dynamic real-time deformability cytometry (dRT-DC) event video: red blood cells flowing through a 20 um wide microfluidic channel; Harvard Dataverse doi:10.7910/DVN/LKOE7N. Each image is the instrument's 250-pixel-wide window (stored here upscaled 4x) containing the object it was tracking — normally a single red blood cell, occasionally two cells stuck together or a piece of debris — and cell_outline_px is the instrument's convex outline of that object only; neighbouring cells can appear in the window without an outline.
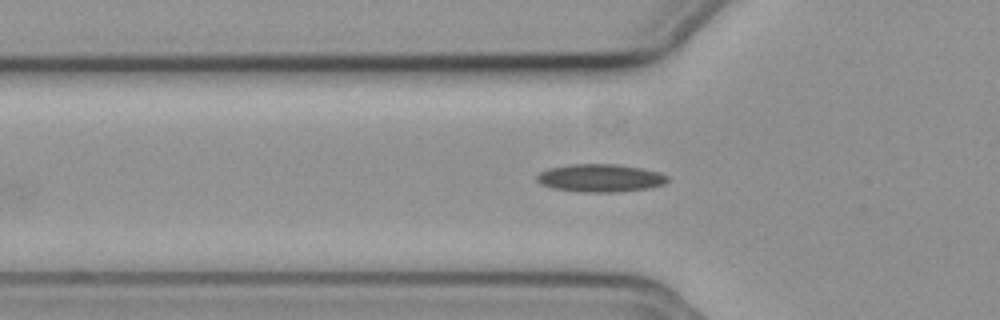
{"species": "common noctule bat (a hibernating species)", "species_latin": "Nyctalus noctula", "temperature_condition": "cold", "stored_images_in_passage": 7, "camera_frame_rate_fps": 3000, "um_per_image_px": 0.085, "animal": {"sex": "female", "body_mass_g": 19.3, "forearm_length_mm": 54.1}, "frame": {"image": 1, "passage_image": 2, "time_ms": 0.333, "image_size_px": [1000, 320], "cell_outline_px": [[668, 180], [664, 184], [648, 188], [616, 192], [584, 192], [552, 188], [540, 184], [536, 180], [536, 176], [540, 172], [548, 168], [572, 164], [616, 164], [640, 168], [660, 172], [668, 176]], "centroid_in_image_um": [51.01, 15.13], "position_along_channel_um": 74.8, "area_um2": 21.21}}
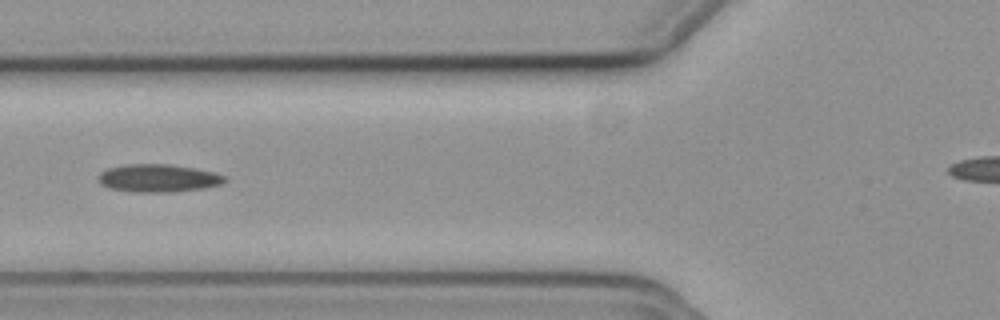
{"frame": {"image": 2, "passage_image": 5, "time_ms": 1.333, "image_size_px": [1000, 320], "cell_outline_px": [[228, 180], [220, 184], [204, 188], [172, 192], [136, 192], [112, 188], [100, 184], [96, 176], [100, 172], [108, 168], [128, 164], [168, 164], [196, 168], [216, 172], [224, 176]], "centroid_in_image_um": [13.46, 15.14], "position_along_channel_um": 112.3, "area_um2": 20.58}}